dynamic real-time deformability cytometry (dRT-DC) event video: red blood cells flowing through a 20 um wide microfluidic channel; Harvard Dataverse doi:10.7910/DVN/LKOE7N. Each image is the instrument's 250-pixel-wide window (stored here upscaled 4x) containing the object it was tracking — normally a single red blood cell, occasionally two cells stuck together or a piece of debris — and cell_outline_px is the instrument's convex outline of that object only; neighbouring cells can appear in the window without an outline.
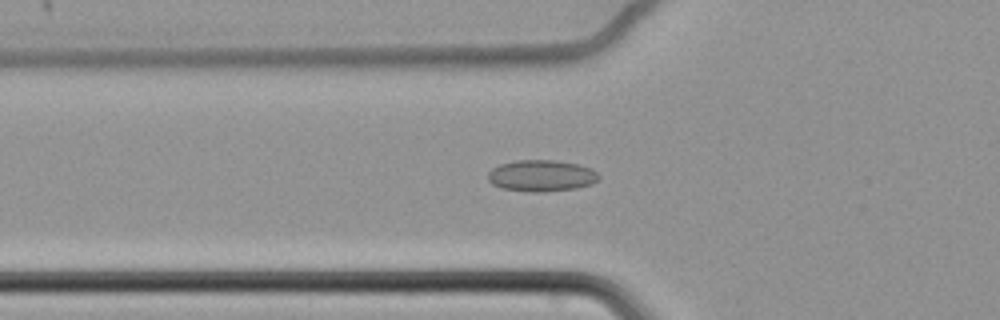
{"species": "common noctule bat (a hibernating species)", "species_latin": "Nyctalus noctula", "temperature_condition": "cold", "stored_images_in_passage": 31, "camera_frame_rate_fps": 3000, "um_per_image_px": 0.085, "animal": {"sex": "female", "body_mass_g": 22.7, "forearm_length_mm": 54.2}, "frame": {"image": 1, "passage_image": 6, "time_ms": 1.667, "image_size_px": [1000, 320], "cell_outline_px": [[600, 176], [592, 184], [576, 188], [540, 192], [532, 192], [500, 188], [492, 184], [488, 180], [488, 172], [492, 168], [500, 164], [516, 160], [556, 160], [580, 164], [592, 168]], "centroid_in_image_um": [46.01, 14.93], "position_along_channel_um": 79.8, "area_um2": 20.46}}
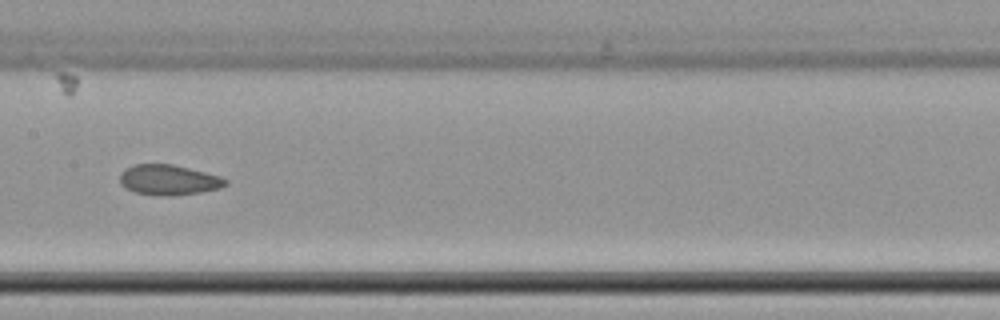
{"frame": {"image": 2, "passage_image": 16, "time_ms": 5.0, "image_size_px": [1000, 320], "cell_outline_px": [[228, 184], [220, 188], [200, 192], [172, 196], [160, 196], [136, 192], [120, 184], [120, 172], [124, 168], [136, 164], [172, 164], [220, 176], [228, 180]], "centroid_in_image_um": [14.33, 15.29], "position_along_channel_um": 193.1, "area_um2": 18.61}}
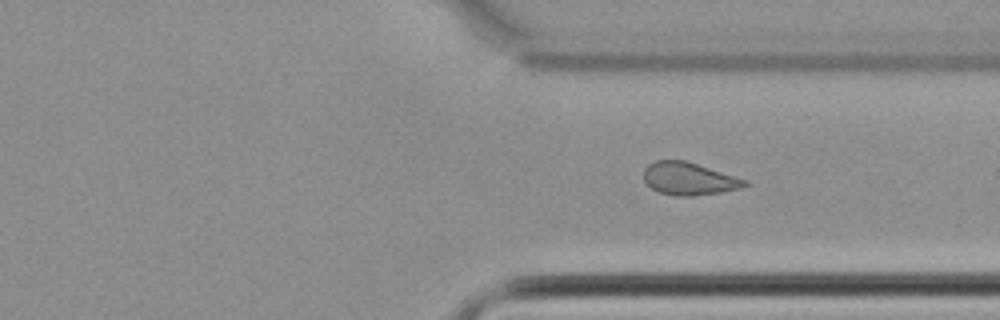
{"frame": {"image": 3, "passage_image": 30, "time_ms": 9.667, "image_size_px": [1000, 320], "cell_outline_px": [[748, 184], [740, 188], [720, 192], [692, 196], [676, 196], [660, 192], [652, 188], [644, 180], [644, 168], [648, 164], [656, 160], [684, 160], [748, 180]], "centroid_in_image_um": [58.55, 15.19], "position_along_channel_um": 352.9, "area_um2": 19.02}}